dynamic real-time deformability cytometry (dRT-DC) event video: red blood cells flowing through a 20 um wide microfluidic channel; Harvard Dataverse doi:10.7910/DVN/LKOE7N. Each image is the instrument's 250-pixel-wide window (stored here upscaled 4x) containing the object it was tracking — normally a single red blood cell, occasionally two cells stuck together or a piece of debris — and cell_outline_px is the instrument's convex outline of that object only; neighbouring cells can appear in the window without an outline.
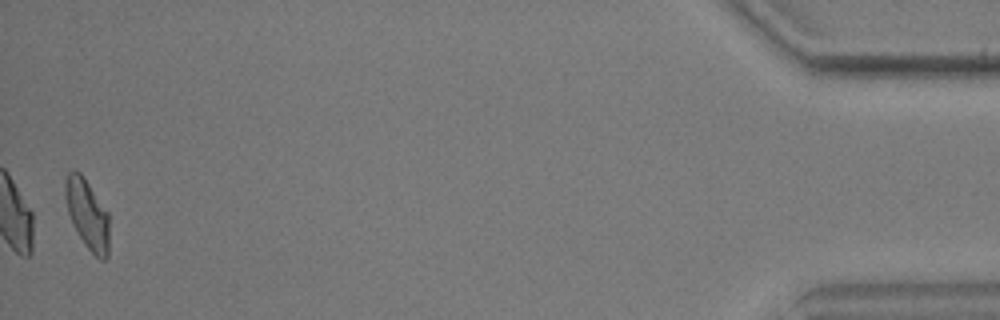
{"species": "common noctule bat (a hibernating species)", "species_latin": "Nyctalus noctula", "temperature_condition": "warm", "stored_images_in_passage": 57, "segment_of_instrument_passage": [2, 2], "camera_frame_rate_fps": 3000, "um_per_image_px": 0.085, "animal": {"sex": "male", "body_mass_g": 17.9, "forearm_length_mm": 54.2}, "frame": {"image": 1, "passage_image": 56, "time_ms": 18.333, "image_size_px": [1000, 320], "cell_outline_px": [[108, 256], [104, 260], [100, 260], [84, 244], [72, 224], [68, 212], [64, 196], [64, 184], [68, 172], [80, 172], [108, 212]], "centroid_in_image_um": [7.41, 18.22], "position_along_channel_um": 427.8, "area_um2": 17.69}}